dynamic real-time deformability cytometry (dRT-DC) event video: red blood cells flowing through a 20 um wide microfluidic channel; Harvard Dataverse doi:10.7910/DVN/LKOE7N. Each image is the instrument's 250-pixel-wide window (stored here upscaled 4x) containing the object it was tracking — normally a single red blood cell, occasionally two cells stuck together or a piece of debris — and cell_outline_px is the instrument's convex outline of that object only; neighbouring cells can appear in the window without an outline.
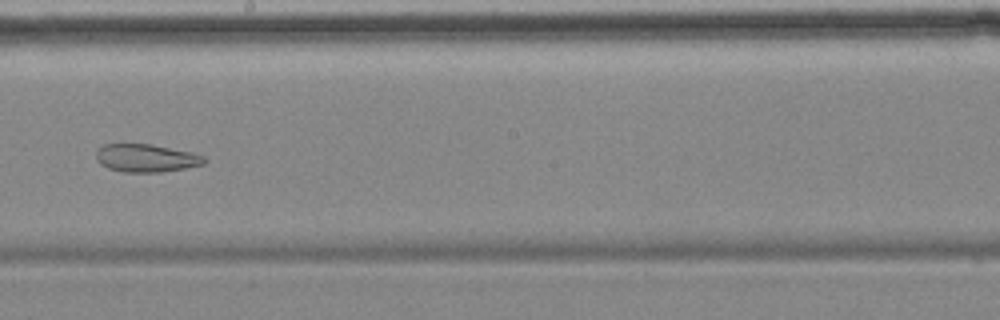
{"species": "common noctule bat (a hibernating species)", "species_latin": "Nyctalus noctula", "temperature_condition": "cold", "stored_images_in_passage": 7, "camera_frame_rate_fps": 3000, "um_per_image_px": 0.085, "animal": {"sex": "female", "body_mass_g": 18.4}, "frame": {"image": 1, "passage_image": 7, "time_ms": 7.333, "image_size_px": [1000, 320], "cell_outline_px": [[208, 160], [204, 164], [184, 168], [160, 172], [124, 172], [108, 168], [100, 164], [96, 160], [96, 152], [104, 144], [148, 144], [192, 152], [204, 156]], "centroid_in_image_um": [12.43, 13.44], "position_along_channel_um": 235.8, "area_um2": 17.51}}